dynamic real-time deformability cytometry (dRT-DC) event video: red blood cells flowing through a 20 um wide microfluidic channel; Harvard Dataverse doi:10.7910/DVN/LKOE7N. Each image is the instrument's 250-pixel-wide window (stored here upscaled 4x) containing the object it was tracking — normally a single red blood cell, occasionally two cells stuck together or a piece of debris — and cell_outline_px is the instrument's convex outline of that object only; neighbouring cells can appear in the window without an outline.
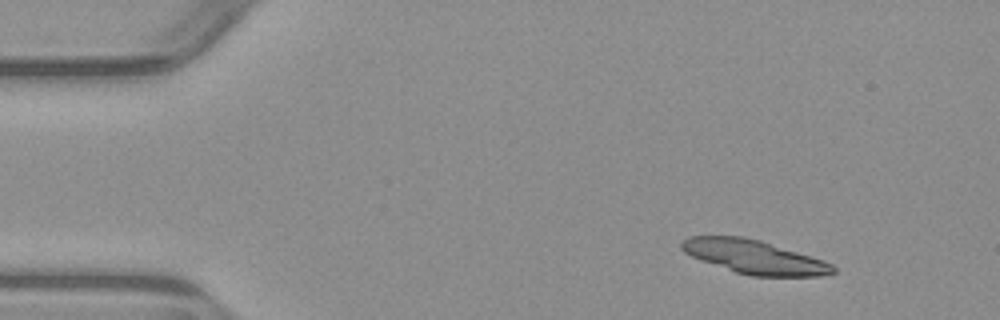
{"species": "common noctule bat (a hibernating species)", "species_latin": "Nyctalus noctula", "temperature_condition": "warm", "stored_images_in_passage": 7, "camera_frame_rate_fps": 3000, "um_per_image_px": 0.085, "animal": {"sex": "male", "body_mass_g": 23.1, "forearm_length_mm": 52.7}, "frame": {"image": 1, "passage_image": 1, "time_ms": 0.0, "image_size_px": [1000, 320], "cell_outline_px": [[836, 272], [820, 276], [752, 276], [736, 272], [700, 260], [684, 252], [680, 248], [680, 244], [688, 236], [740, 236], [760, 240], [824, 260], [832, 264], [836, 268]], "centroid_in_image_um": [64.11, 21.84], "position_along_channel_um": 20.9, "area_um2": 29.59}}
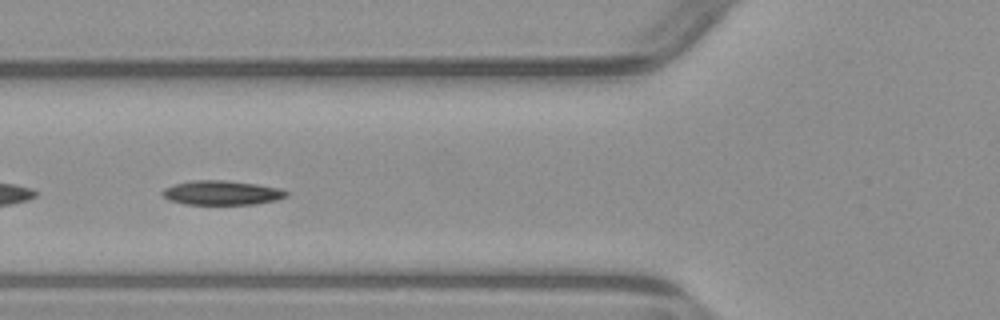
{"frame": {"image": 2, "passage_image": 5, "time_ms": 4.667, "image_size_px": [1000, 320], "cell_outline_px": [[288, 196], [276, 200], [256, 204], [184, 204], [168, 200], [160, 192], [164, 188], [176, 184], [192, 180], [224, 180], [256, 184], [280, 188], [288, 192]], "centroid_in_image_um": [18.85, 16.39], "position_along_channel_um": 107.0, "area_um2": 17.57}}
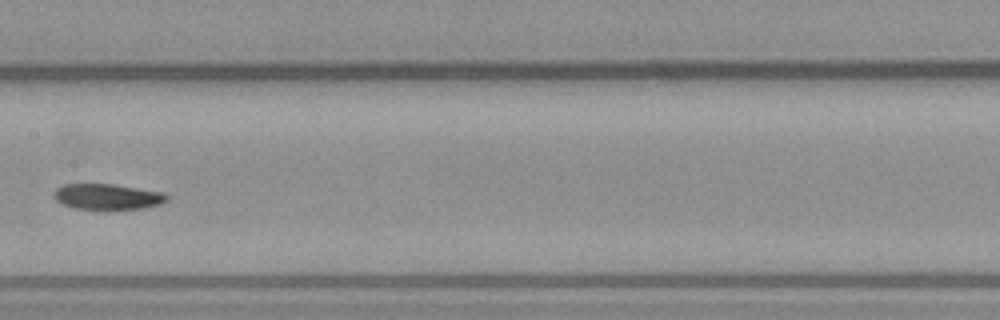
{"frame": {"image": 3, "passage_image": 7, "time_ms": 7.0, "image_size_px": [1000, 320], "cell_outline_px": [[168, 200], [160, 204], [140, 208], [72, 208], [56, 200], [56, 188], [64, 184], [112, 184], [164, 192], [168, 196]], "centroid_in_image_um": [9.17, 16.7], "position_along_channel_um": 198.2, "area_um2": 16.42}}